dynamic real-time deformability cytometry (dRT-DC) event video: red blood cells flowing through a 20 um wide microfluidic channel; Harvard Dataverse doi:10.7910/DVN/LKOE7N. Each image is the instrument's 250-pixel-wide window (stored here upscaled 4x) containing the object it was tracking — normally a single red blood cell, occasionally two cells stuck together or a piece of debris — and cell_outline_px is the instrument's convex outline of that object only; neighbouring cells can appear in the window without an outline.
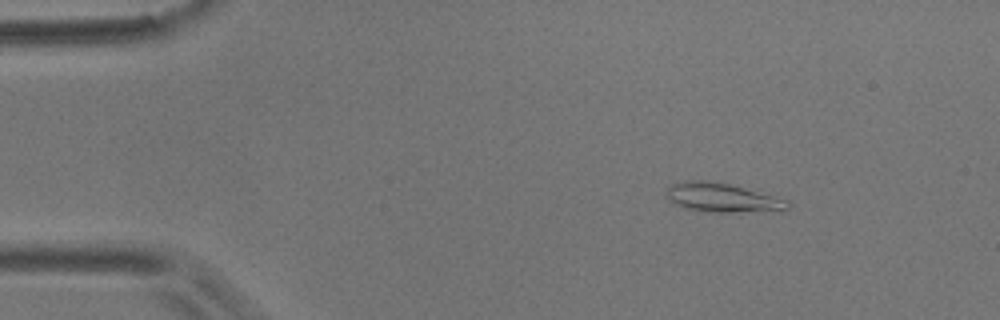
{"species": "common noctule bat (a hibernating species)", "species_latin": "Nyctalus noctula", "temperature_condition": "room temperature", "stored_images_in_passage": 5, "camera_frame_rate_fps": 3000, "um_per_image_px": 0.085, "animal": {"sex": "male", "body_mass_g": 17.9}, "frame": {"image": 1, "passage_image": 3, "time_ms": 0.667, "image_size_px": [1000, 320], "cell_outline_px": [[788, 208], [732, 212], [708, 212], [684, 208], [668, 200], [664, 196], [664, 188], [672, 184], [688, 180], [704, 180], [728, 184], [788, 200]], "centroid_in_image_um": [61.21, 16.78], "position_along_channel_um": 23.8, "area_um2": 20.06}}